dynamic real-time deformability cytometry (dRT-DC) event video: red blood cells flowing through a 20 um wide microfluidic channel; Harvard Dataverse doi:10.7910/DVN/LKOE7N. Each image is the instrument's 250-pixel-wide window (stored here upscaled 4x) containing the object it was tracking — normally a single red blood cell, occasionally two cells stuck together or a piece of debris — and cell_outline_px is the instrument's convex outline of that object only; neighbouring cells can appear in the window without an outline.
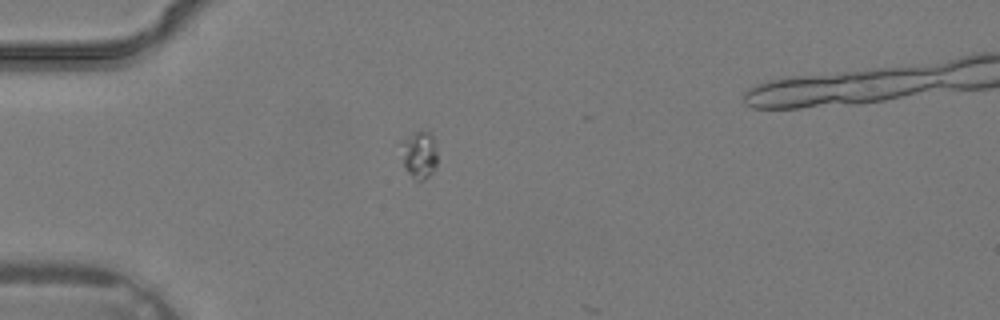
{"species": "common noctule bat (a hibernating species)", "species_latin": "Nyctalus noctula", "temperature_condition": "warm", "stored_images_in_passage": 6, "camera_frame_rate_fps": 3000, "um_per_image_px": 0.085, "animal": {"sex": "male", "body_mass_g": 19.2, "forearm_length_mm": 51.8}, "frame": {"image": 1, "passage_image": 4, "time_ms": 1.0, "image_size_px": [1000, 320], "cell_outline_px": [[436, 164], [432, 172], [424, 180], [416, 180], [404, 168], [400, 144], [400, 140], [424, 128], [432, 136], [436, 148]], "centroid_in_image_um": [35.61, 13.12], "position_along_channel_um": 49.4, "area_um2": 10.06}}